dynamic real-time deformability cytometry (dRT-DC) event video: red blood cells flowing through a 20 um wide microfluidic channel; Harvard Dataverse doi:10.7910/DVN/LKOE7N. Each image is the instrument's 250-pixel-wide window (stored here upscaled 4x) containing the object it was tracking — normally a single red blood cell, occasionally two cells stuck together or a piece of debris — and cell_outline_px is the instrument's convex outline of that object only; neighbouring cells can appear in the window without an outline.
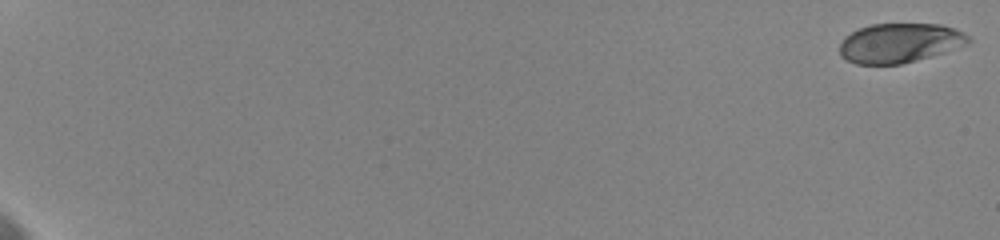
{"species": "human", "species_latin": "Homo sapiens", "temperature_condition": "cold", "stored_images_in_passage": 13, "camera_frame_rate_fps": 3000, "um_per_image_px": 0.085, "donor": {"sex": "female"}, "frame": {"image": 1, "passage_image": 1, "time_ms": 0.0, "image_size_px": [1000, 240], "cell_outline_px": [[972, 40], [968, 44], [944, 52], [916, 60], [900, 64], [856, 64], [840, 56], [840, 44], [852, 32], [860, 28], [872, 24], [940, 24], [956, 28], [964, 32]], "centroid_in_image_um": [76.51, 3.65], "position_along_channel_um": 8.5, "area_um2": 29.42}}
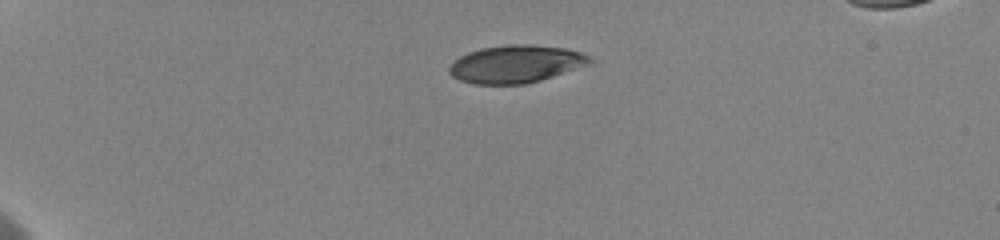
{"frame": {"image": 2, "passage_image": 7, "time_ms": 5.333, "image_size_px": [1000, 240], "cell_outline_px": [[596, 60], [592, 64], [528, 84], [472, 84], [460, 80], [452, 76], [448, 72], [448, 68], [460, 56], [468, 52], [484, 48], [508, 44], [528, 44], [564, 48], [580, 52], [592, 56]], "centroid_in_image_um": [43.91, 5.45], "position_along_channel_um": 41.1, "area_um2": 31.04}}